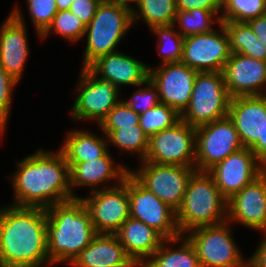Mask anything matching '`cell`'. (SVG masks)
<instances>
[{"label":"cell","instance_id":"obj_12","mask_svg":"<svg viewBox=\"0 0 266 267\" xmlns=\"http://www.w3.org/2000/svg\"><path fill=\"white\" fill-rule=\"evenodd\" d=\"M130 217L154 228L165 239L181 236L176 211L145 188L131 173L127 175Z\"/></svg>","mask_w":266,"mask_h":267},{"label":"cell","instance_id":"obj_28","mask_svg":"<svg viewBox=\"0 0 266 267\" xmlns=\"http://www.w3.org/2000/svg\"><path fill=\"white\" fill-rule=\"evenodd\" d=\"M176 14L175 0H139L132 11V21L134 25L143 19L151 29L153 26L174 24Z\"/></svg>","mask_w":266,"mask_h":267},{"label":"cell","instance_id":"obj_35","mask_svg":"<svg viewBox=\"0 0 266 267\" xmlns=\"http://www.w3.org/2000/svg\"><path fill=\"white\" fill-rule=\"evenodd\" d=\"M26 2L28 14L40 40L58 11L56 2L55 0H26Z\"/></svg>","mask_w":266,"mask_h":267},{"label":"cell","instance_id":"obj_45","mask_svg":"<svg viewBox=\"0 0 266 267\" xmlns=\"http://www.w3.org/2000/svg\"><path fill=\"white\" fill-rule=\"evenodd\" d=\"M58 11L69 10L73 0H55Z\"/></svg>","mask_w":266,"mask_h":267},{"label":"cell","instance_id":"obj_11","mask_svg":"<svg viewBox=\"0 0 266 267\" xmlns=\"http://www.w3.org/2000/svg\"><path fill=\"white\" fill-rule=\"evenodd\" d=\"M130 173L162 202L175 211L180 207L195 167L140 162Z\"/></svg>","mask_w":266,"mask_h":267},{"label":"cell","instance_id":"obj_40","mask_svg":"<svg viewBox=\"0 0 266 267\" xmlns=\"http://www.w3.org/2000/svg\"><path fill=\"white\" fill-rule=\"evenodd\" d=\"M176 9L190 11L195 8L210 10L212 12H221L222 0H175Z\"/></svg>","mask_w":266,"mask_h":267},{"label":"cell","instance_id":"obj_18","mask_svg":"<svg viewBox=\"0 0 266 267\" xmlns=\"http://www.w3.org/2000/svg\"><path fill=\"white\" fill-rule=\"evenodd\" d=\"M227 221L266 230V170L227 200Z\"/></svg>","mask_w":266,"mask_h":267},{"label":"cell","instance_id":"obj_36","mask_svg":"<svg viewBox=\"0 0 266 267\" xmlns=\"http://www.w3.org/2000/svg\"><path fill=\"white\" fill-rule=\"evenodd\" d=\"M140 115L134 112L124 101L116 104L98 125L100 130H117L123 127L139 125Z\"/></svg>","mask_w":266,"mask_h":267},{"label":"cell","instance_id":"obj_37","mask_svg":"<svg viewBox=\"0 0 266 267\" xmlns=\"http://www.w3.org/2000/svg\"><path fill=\"white\" fill-rule=\"evenodd\" d=\"M143 86V87H142ZM132 93L130 99H122L134 112L139 115L155 108L159 103L158 88L148 78L143 84L138 86Z\"/></svg>","mask_w":266,"mask_h":267},{"label":"cell","instance_id":"obj_22","mask_svg":"<svg viewBox=\"0 0 266 267\" xmlns=\"http://www.w3.org/2000/svg\"><path fill=\"white\" fill-rule=\"evenodd\" d=\"M228 117L233 121L244 148L250 149L263 137L266 95L232 97Z\"/></svg>","mask_w":266,"mask_h":267},{"label":"cell","instance_id":"obj_20","mask_svg":"<svg viewBox=\"0 0 266 267\" xmlns=\"http://www.w3.org/2000/svg\"><path fill=\"white\" fill-rule=\"evenodd\" d=\"M223 76L231 98L266 95V61L231 53L224 66Z\"/></svg>","mask_w":266,"mask_h":267},{"label":"cell","instance_id":"obj_24","mask_svg":"<svg viewBox=\"0 0 266 267\" xmlns=\"http://www.w3.org/2000/svg\"><path fill=\"white\" fill-rule=\"evenodd\" d=\"M115 235L138 267H141L165 240L154 228L131 217L123 222Z\"/></svg>","mask_w":266,"mask_h":267},{"label":"cell","instance_id":"obj_27","mask_svg":"<svg viewBox=\"0 0 266 267\" xmlns=\"http://www.w3.org/2000/svg\"><path fill=\"white\" fill-rule=\"evenodd\" d=\"M228 38L231 53H240L257 60L266 61V46L253 32L248 23L221 21Z\"/></svg>","mask_w":266,"mask_h":267},{"label":"cell","instance_id":"obj_33","mask_svg":"<svg viewBox=\"0 0 266 267\" xmlns=\"http://www.w3.org/2000/svg\"><path fill=\"white\" fill-rule=\"evenodd\" d=\"M86 30L85 24L69 10L57 11L52 24L41 35V39H46L51 33L59 35L67 42H78L84 37Z\"/></svg>","mask_w":266,"mask_h":267},{"label":"cell","instance_id":"obj_8","mask_svg":"<svg viewBox=\"0 0 266 267\" xmlns=\"http://www.w3.org/2000/svg\"><path fill=\"white\" fill-rule=\"evenodd\" d=\"M70 118L74 121H93L99 125L107 113L122 99L121 90L101 80L87 68H81Z\"/></svg>","mask_w":266,"mask_h":267},{"label":"cell","instance_id":"obj_3","mask_svg":"<svg viewBox=\"0 0 266 267\" xmlns=\"http://www.w3.org/2000/svg\"><path fill=\"white\" fill-rule=\"evenodd\" d=\"M47 215V255L52 265H69L97 235L81 198L45 209Z\"/></svg>","mask_w":266,"mask_h":267},{"label":"cell","instance_id":"obj_38","mask_svg":"<svg viewBox=\"0 0 266 267\" xmlns=\"http://www.w3.org/2000/svg\"><path fill=\"white\" fill-rule=\"evenodd\" d=\"M18 81L0 66V137L6 132L12 106V94Z\"/></svg>","mask_w":266,"mask_h":267},{"label":"cell","instance_id":"obj_2","mask_svg":"<svg viewBox=\"0 0 266 267\" xmlns=\"http://www.w3.org/2000/svg\"><path fill=\"white\" fill-rule=\"evenodd\" d=\"M51 266L44 208H0V267Z\"/></svg>","mask_w":266,"mask_h":267},{"label":"cell","instance_id":"obj_44","mask_svg":"<svg viewBox=\"0 0 266 267\" xmlns=\"http://www.w3.org/2000/svg\"><path fill=\"white\" fill-rule=\"evenodd\" d=\"M110 1L113 3L121 5L122 7L129 9L131 12L133 11L135 6H137V4L139 2V0H110ZM132 3L135 5L133 6Z\"/></svg>","mask_w":266,"mask_h":267},{"label":"cell","instance_id":"obj_25","mask_svg":"<svg viewBox=\"0 0 266 267\" xmlns=\"http://www.w3.org/2000/svg\"><path fill=\"white\" fill-rule=\"evenodd\" d=\"M104 135L97 136L86 129H74L66 134L59 150L68 164H78L103 157L108 148V139Z\"/></svg>","mask_w":266,"mask_h":267},{"label":"cell","instance_id":"obj_26","mask_svg":"<svg viewBox=\"0 0 266 267\" xmlns=\"http://www.w3.org/2000/svg\"><path fill=\"white\" fill-rule=\"evenodd\" d=\"M174 248L173 246L178 245ZM173 246H172V245ZM171 245V246H169ZM173 247V248H172ZM141 267H201L193 244L185 235L165 239Z\"/></svg>","mask_w":266,"mask_h":267},{"label":"cell","instance_id":"obj_29","mask_svg":"<svg viewBox=\"0 0 266 267\" xmlns=\"http://www.w3.org/2000/svg\"><path fill=\"white\" fill-rule=\"evenodd\" d=\"M221 12L195 8L190 11L177 10L174 26L178 33L185 37L202 33H209L214 30L215 24L221 23ZM178 24V25H177Z\"/></svg>","mask_w":266,"mask_h":267},{"label":"cell","instance_id":"obj_43","mask_svg":"<svg viewBox=\"0 0 266 267\" xmlns=\"http://www.w3.org/2000/svg\"><path fill=\"white\" fill-rule=\"evenodd\" d=\"M248 24L253 29L258 39L262 40L266 46V14L250 20Z\"/></svg>","mask_w":266,"mask_h":267},{"label":"cell","instance_id":"obj_7","mask_svg":"<svg viewBox=\"0 0 266 267\" xmlns=\"http://www.w3.org/2000/svg\"><path fill=\"white\" fill-rule=\"evenodd\" d=\"M229 96L223 72H198L191 101L181 119L198 127L228 116Z\"/></svg>","mask_w":266,"mask_h":267},{"label":"cell","instance_id":"obj_34","mask_svg":"<svg viewBox=\"0 0 266 267\" xmlns=\"http://www.w3.org/2000/svg\"><path fill=\"white\" fill-rule=\"evenodd\" d=\"M181 120V115L172 107L159 103L140 115L139 125L149 138L157 132L170 128Z\"/></svg>","mask_w":266,"mask_h":267},{"label":"cell","instance_id":"obj_42","mask_svg":"<svg viewBox=\"0 0 266 267\" xmlns=\"http://www.w3.org/2000/svg\"><path fill=\"white\" fill-rule=\"evenodd\" d=\"M250 149L257 159L266 167V117L264 118L262 140H258Z\"/></svg>","mask_w":266,"mask_h":267},{"label":"cell","instance_id":"obj_21","mask_svg":"<svg viewBox=\"0 0 266 267\" xmlns=\"http://www.w3.org/2000/svg\"><path fill=\"white\" fill-rule=\"evenodd\" d=\"M87 69L97 78L108 81L119 90L124 86H139L149 78L147 64L116 51L98 57Z\"/></svg>","mask_w":266,"mask_h":267},{"label":"cell","instance_id":"obj_9","mask_svg":"<svg viewBox=\"0 0 266 267\" xmlns=\"http://www.w3.org/2000/svg\"><path fill=\"white\" fill-rule=\"evenodd\" d=\"M196 127L182 119L149 137L144 161L166 165L195 167Z\"/></svg>","mask_w":266,"mask_h":267},{"label":"cell","instance_id":"obj_15","mask_svg":"<svg viewBox=\"0 0 266 267\" xmlns=\"http://www.w3.org/2000/svg\"><path fill=\"white\" fill-rule=\"evenodd\" d=\"M147 67L149 79L158 88L160 103L172 107L182 115L190 104L198 72L182 62Z\"/></svg>","mask_w":266,"mask_h":267},{"label":"cell","instance_id":"obj_13","mask_svg":"<svg viewBox=\"0 0 266 267\" xmlns=\"http://www.w3.org/2000/svg\"><path fill=\"white\" fill-rule=\"evenodd\" d=\"M218 27L209 33L185 37L181 62L196 72H223L231 49L223 24Z\"/></svg>","mask_w":266,"mask_h":267},{"label":"cell","instance_id":"obj_17","mask_svg":"<svg viewBox=\"0 0 266 267\" xmlns=\"http://www.w3.org/2000/svg\"><path fill=\"white\" fill-rule=\"evenodd\" d=\"M20 9L15 6L0 26V66L18 82L30 55L26 22Z\"/></svg>","mask_w":266,"mask_h":267},{"label":"cell","instance_id":"obj_10","mask_svg":"<svg viewBox=\"0 0 266 267\" xmlns=\"http://www.w3.org/2000/svg\"><path fill=\"white\" fill-rule=\"evenodd\" d=\"M244 148L233 121L228 117L196 127L195 169L207 172L214 165Z\"/></svg>","mask_w":266,"mask_h":267},{"label":"cell","instance_id":"obj_39","mask_svg":"<svg viewBox=\"0 0 266 267\" xmlns=\"http://www.w3.org/2000/svg\"><path fill=\"white\" fill-rule=\"evenodd\" d=\"M102 0H73L69 11L75 14L87 26L94 17Z\"/></svg>","mask_w":266,"mask_h":267},{"label":"cell","instance_id":"obj_1","mask_svg":"<svg viewBox=\"0 0 266 267\" xmlns=\"http://www.w3.org/2000/svg\"><path fill=\"white\" fill-rule=\"evenodd\" d=\"M10 178L14 201L10 205L47 209L74 199L69 165L62 152L38 149L22 158Z\"/></svg>","mask_w":266,"mask_h":267},{"label":"cell","instance_id":"obj_4","mask_svg":"<svg viewBox=\"0 0 266 267\" xmlns=\"http://www.w3.org/2000/svg\"><path fill=\"white\" fill-rule=\"evenodd\" d=\"M227 221V199L207 172L196 171L189 179L182 204L176 210L181 235Z\"/></svg>","mask_w":266,"mask_h":267},{"label":"cell","instance_id":"obj_14","mask_svg":"<svg viewBox=\"0 0 266 267\" xmlns=\"http://www.w3.org/2000/svg\"><path fill=\"white\" fill-rule=\"evenodd\" d=\"M97 234H115L130 217L127 177L123 183L81 197Z\"/></svg>","mask_w":266,"mask_h":267},{"label":"cell","instance_id":"obj_23","mask_svg":"<svg viewBox=\"0 0 266 267\" xmlns=\"http://www.w3.org/2000/svg\"><path fill=\"white\" fill-rule=\"evenodd\" d=\"M72 267H138L115 234H97L69 264Z\"/></svg>","mask_w":266,"mask_h":267},{"label":"cell","instance_id":"obj_32","mask_svg":"<svg viewBox=\"0 0 266 267\" xmlns=\"http://www.w3.org/2000/svg\"><path fill=\"white\" fill-rule=\"evenodd\" d=\"M266 14V0H222L221 21L248 23Z\"/></svg>","mask_w":266,"mask_h":267},{"label":"cell","instance_id":"obj_19","mask_svg":"<svg viewBox=\"0 0 266 267\" xmlns=\"http://www.w3.org/2000/svg\"><path fill=\"white\" fill-rule=\"evenodd\" d=\"M68 165L73 198H80L74 191L76 187H90L89 193L115 187L123 183L130 173V168L126 167L125 164H121L120 162L119 164L114 163L110 151L103 157ZM110 181H115L116 183H109Z\"/></svg>","mask_w":266,"mask_h":267},{"label":"cell","instance_id":"obj_16","mask_svg":"<svg viewBox=\"0 0 266 267\" xmlns=\"http://www.w3.org/2000/svg\"><path fill=\"white\" fill-rule=\"evenodd\" d=\"M265 170L266 167L251 149L242 148L214 165L207 173L214 179L215 185L228 200Z\"/></svg>","mask_w":266,"mask_h":267},{"label":"cell","instance_id":"obj_6","mask_svg":"<svg viewBox=\"0 0 266 267\" xmlns=\"http://www.w3.org/2000/svg\"><path fill=\"white\" fill-rule=\"evenodd\" d=\"M185 236L195 247L201 267H248L228 221L193 229Z\"/></svg>","mask_w":266,"mask_h":267},{"label":"cell","instance_id":"obj_31","mask_svg":"<svg viewBox=\"0 0 266 267\" xmlns=\"http://www.w3.org/2000/svg\"><path fill=\"white\" fill-rule=\"evenodd\" d=\"M150 31L158 37L156 49L161 57L159 64L182 61L184 37L178 33L173 24L153 26Z\"/></svg>","mask_w":266,"mask_h":267},{"label":"cell","instance_id":"obj_41","mask_svg":"<svg viewBox=\"0 0 266 267\" xmlns=\"http://www.w3.org/2000/svg\"><path fill=\"white\" fill-rule=\"evenodd\" d=\"M260 240L255 252L248 259V267H266V230L261 232ZM264 234V235H263Z\"/></svg>","mask_w":266,"mask_h":267},{"label":"cell","instance_id":"obj_5","mask_svg":"<svg viewBox=\"0 0 266 267\" xmlns=\"http://www.w3.org/2000/svg\"><path fill=\"white\" fill-rule=\"evenodd\" d=\"M132 26L129 9L111 1H101L86 26L82 68H87L100 56L118 51L116 48Z\"/></svg>","mask_w":266,"mask_h":267},{"label":"cell","instance_id":"obj_30","mask_svg":"<svg viewBox=\"0 0 266 267\" xmlns=\"http://www.w3.org/2000/svg\"><path fill=\"white\" fill-rule=\"evenodd\" d=\"M108 139V143L129 155L138 156V161H144L148 149L149 138L140 125L123 127L117 130H101ZM138 154V155H137Z\"/></svg>","mask_w":266,"mask_h":267}]
</instances>
